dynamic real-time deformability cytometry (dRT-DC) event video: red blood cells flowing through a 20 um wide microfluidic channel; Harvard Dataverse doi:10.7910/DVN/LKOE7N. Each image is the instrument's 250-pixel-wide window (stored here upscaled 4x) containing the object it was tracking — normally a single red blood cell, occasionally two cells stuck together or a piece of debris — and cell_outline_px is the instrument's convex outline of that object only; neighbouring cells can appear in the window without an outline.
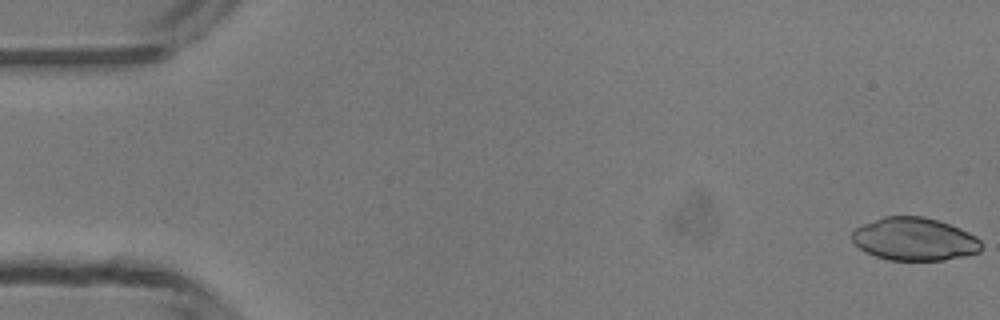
{"species": "common noctule bat (a hibernating species)", "species_latin": "Nyctalus noctula", "temperature_condition": "room temperature", "stored_images_in_passage": 50, "camera_frame_rate_fps": 3000, "um_per_image_px": 0.085, "animal": {"sex": "male", "body_mass_g": 13.3}, "frame": {"image": 1, "passage_image": 1, "time_ms": 0.0, "image_size_px": [1000, 320], "cell_outline_px": [[980, 252], [964, 256], [944, 260], [888, 260], [876, 256], [860, 248], [852, 240], [852, 232], [856, 228], [864, 224], [884, 216], [924, 216], [940, 220], [960, 228], [976, 236], [980, 240]], "centroid_in_image_um": [77.75, 20.32], "position_along_channel_um": 7.3, "area_um2": 32.25}}
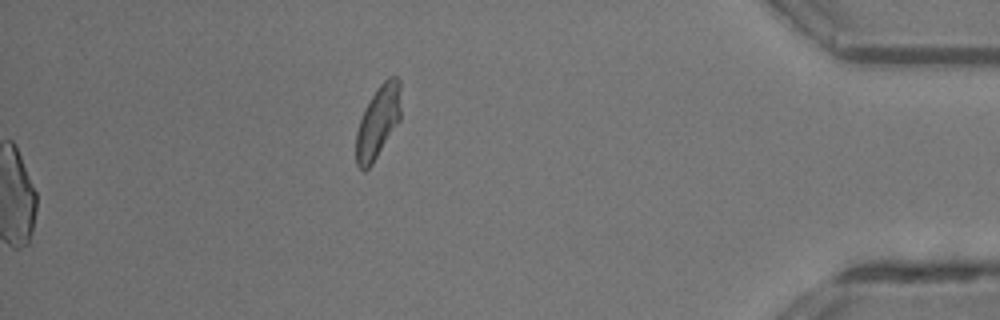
{"frame": {"image": 2, "passage_image": 50, "time_ms": 16.333, "image_size_px": [1000, 320], "cell_outline_px": [[400, 120], [372, 164], [364, 172], [356, 164], [356, 132], [364, 108], [376, 88], [388, 76], [396, 76], [400, 80]], "centroid_in_image_um": [32.12, 10.34], "position_along_channel_um": 403.1, "area_um2": 18.96}}